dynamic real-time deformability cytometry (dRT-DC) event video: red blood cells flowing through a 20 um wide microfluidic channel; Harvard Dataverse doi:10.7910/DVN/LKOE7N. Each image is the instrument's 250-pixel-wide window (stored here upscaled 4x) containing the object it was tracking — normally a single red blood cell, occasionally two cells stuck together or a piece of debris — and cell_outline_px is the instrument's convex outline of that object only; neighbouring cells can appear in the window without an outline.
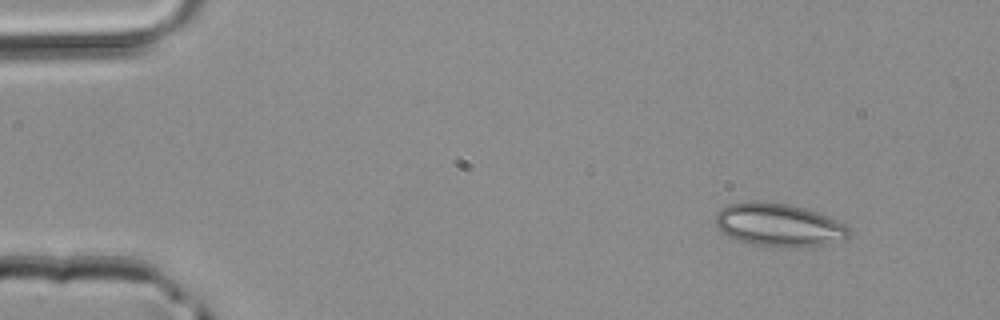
{"species": "common noctule bat (a hibernating species)", "species_latin": "Nyctalus noctula", "temperature_condition": "room temperature", "stored_images_in_passage": 4, "camera_frame_rate_fps": 3000, "um_per_image_px": 0.085, "animal": {"sex": "male", "body_mass_g": 20.4}, "frame": {"image": 1, "passage_image": 1, "time_ms": 0.0, "image_size_px": [1000, 320], "cell_outline_px": [[852, 232], [848, 236], [824, 244], [792, 248], [752, 244], [728, 236], [720, 232], [716, 224], [716, 212], [728, 204], [788, 204], [804, 208], [816, 212], [848, 224]], "centroid_in_image_um": [66.23, 19.16], "position_along_channel_um": 18.8, "area_um2": 32.6}}